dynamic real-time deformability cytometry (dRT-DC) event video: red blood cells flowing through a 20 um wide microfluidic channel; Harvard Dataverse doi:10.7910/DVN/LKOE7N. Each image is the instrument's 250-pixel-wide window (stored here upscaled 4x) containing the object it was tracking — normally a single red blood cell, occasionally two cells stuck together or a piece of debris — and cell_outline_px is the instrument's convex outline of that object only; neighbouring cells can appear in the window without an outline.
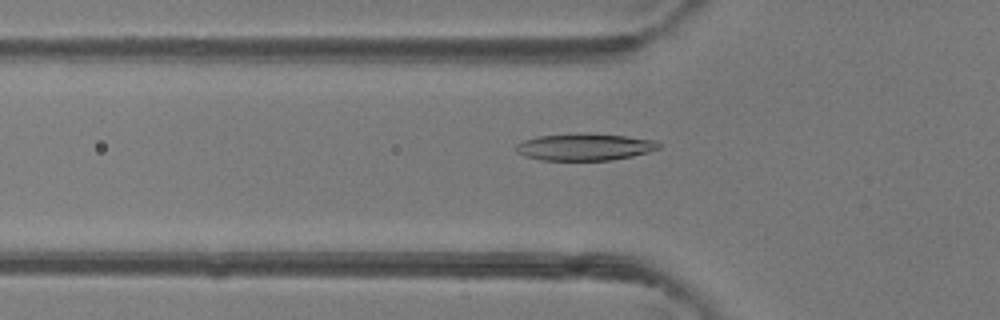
{"species": "common noctule bat (a hibernating species)", "species_latin": "Nyctalus noctula", "temperature_condition": "room temperature", "stored_images_in_passage": 44, "camera_frame_rate_fps": 3000, "um_per_image_px": 0.085, "animal": {"sex": "female"}, "frame": {"image": 1, "passage_image": 16, "time_ms": 5.0, "image_size_px": [1000, 320], "cell_outline_px": [[660, 148], [648, 152], [632, 156], [612, 160], [540, 160], [524, 156], [516, 152], [516, 144], [524, 140], [536, 136], [584, 132], [588, 132], [624, 136], [656, 140], [660, 144]], "centroid_in_image_um": [49.68, 12.48], "position_along_channel_um": 76.1, "area_um2": 22.72}}
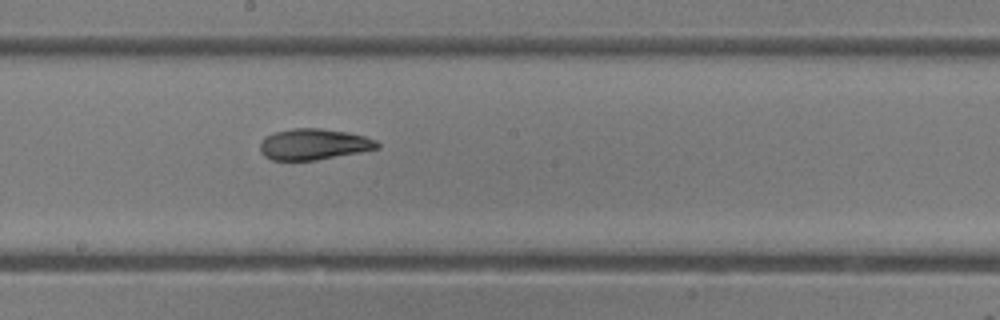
{"frame": {"image": 2, "passage_image": 26, "time_ms": 8.333, "image_size_px": [1000, 320], "cell_outline_px": [[380, 148], [360, 152], [316, 160], [272, 160], [264, 156], [260, 152], [260, 144], [268, 136], [276, 132], [292, 128], [320, 128], [348, 132], [364, 136], [376, 140], [380, 144]], "centroid_in_image_um": [26.7, 12.26], "position_along_channel_um": 221.5, "area_um2": 21.1}}
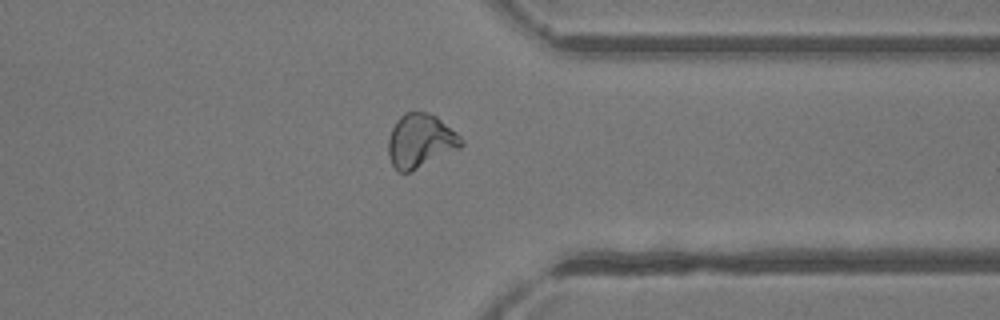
{"frame": {"image": 3, "passage_image": 37, "time_ms": 12.0, "image_size_px": [1000, 320], "cell_outline_px": [[464, 144], [460, 148], [412, 172], [400, 172], [392, 164], [388, 152], [388, 136], [396, 120], [404, 112], [428, 112], [436, 116], [456, 132], [464, 140]], "centroid_in_image_um": [35.74, 11.98], "position_along_channel_um": 375.7, "area_um2": 23.0}, "authors_computed_cell_mechanics": {"area_um2": 22.4264, "velocity_mm_per_s": 4.3354, "shape_relaxation_time_tau1_ms": 5.1225, "shape_relaxation_time_tau2_ms": 2.4889, "deformation_change_tau1": 0.1949, "deformation_change_tau2": 0.0873}}